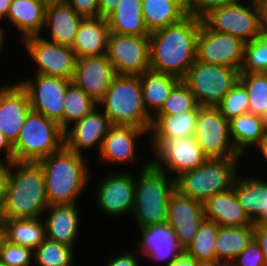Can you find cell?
Listing matches in <instances>:
<instances>
[{"label": "cell", "instance_id": "2", "mask_svg": "<svg viewBox=\"0 0 267 266\" xmlns=\"http://www.w3.org/2000/svg\"><path fill=\"white\" fill-rule=\"evenodd\" d=\"M49 206L45 175L38 162H14L5 195L0 202L3 218L44 217Z\"/></svg>", "mask_w": 267, "mask_h": 266}, {"label": "cell", "instance_id": "22", "mask_svg": "<svg viewBox=\"0 0 267 266\" xmlns=\"http://www.w3.org/2000/svg\"><path fill=\"white\" fill-rule=\"evenodd\" d=\"M149 133L144 128L131 125H112L104 137L99 157L106 164H131L136 162L137 140ZM137 139V140H136Z\"/></svg>", "mask_w": 267, "mask_h": 266}, {"label": "cell", "instance_id": "41", "mask_svg": "<svg viewBox=\"0 0 267 266\" xmlns=\"http://www.w3.org/2000/svg\"><path fill=\"white\" fill-rule=\"evenodd\" d=\"M267 72L266 36L260 35L245 43L244 60L240 73Z\"/></svg>", "mask_w": 267, "mask_h": 266}, {"label": "cell", "instance_id": "1", "mask_svg": "<svg viewBox=\"0 0 267 266\" xmlns=\"http://www.w3.org/2000/svg\"><path fill=\"white\" fill-rule=\"evenodd\" d=\"M201 18L187 15L181 21L149 35L150 69L182 80L196 61Z\"/></svg>", "mask_w": 267, "mask_h": 266}, {"label": "cell", "instance_id": "25", "mask_svg": "<svg viewBox=\"0 0 267 266\" xmlns=\"http://www.w3.org/2000/svg\"><path fill=\"white\" fill-rule=\"evenodd\" d=\"M232 188L254 224L267 223V181L260 177L237 176Z\"/></svg>", "mask_w": 267, "mask_h": 266}, {"label": "cell", "instance_id": "54", "mask_svg": "<svg viewBox=\"0 0 267 266\" xmlns=\"http://www.w3.org/2000/svg\"><path fill=\"white\" fill-rule=\"evenodd\" d=\"M10 4H11V0H0V20L1 21L3 20V18L4 20L7 18Z\"/></svg>", "mask_w": 267, "mask_h": 266}, {"label": "cell", "instance_id": "47", "mask_svg": "<svg viewBox=\"0 0 267 266\" xmlns=\"http://www.w3.org/2000/svg\"><path fill=\"white\" fill-rule=\"evenodd\" d=\"M138 254L139 253L135 249L133 252H128L124 249V253L121 251V253L116 256L112 254L108 259L107 266H139Z\"/></svg>", "mask_w": 267, "mask_h": 266}, {"label": "cell", "instance_id": "3", "mask_svg": "<svg viewBox=\"0 0 267 266\" xmlns=\"http://www.w3.org/2000/svg\"><path fill=\"white\" fill-rule=\"evenodd\" d=\"M84 158L63 146L59 151L38 161L45 175L49 205L78 203L79 195L85 191L91 178L89 165Z\"/></svg>", "mask_w": 267, "mask_h": 266}, {"label": "cell", "instance_id": "60", "mask_svg": "<svg viewBox=\"0 0 267 266\" xmlns=\"http://www.w3.org/2000/svg\"><path fill=\"white\" fill-rule=\"evenodd\" d=\"M199 266H210V263H201Z\"/></svg>", "mask_w": 267, "mask_h": 266}, {"label": "cell", "instance_id": "53", "mask_svg": "<svg viewBox=\"0 0 267 266\" xmlns=\"http://www.w3.org/2000/svg\"><path fill=\"white\" fill-rule=\"evenodd\" d=\"M0 151H3V155L7 160H14V151L13 146L10 142L5 138L4 134L0 131Z\"/></svg>", "mask_w": 267, "mask_h": 266}, {"label": "cell", "instance_id": "6", "mask_svg": "<svg viewBox=\"0 0 267 266\" xmlns=\"http://www.w3.org/2000/svg\"><path fill=\"white\" fill-rule=\"evenodd\" d=\"M242 158H210L194 170L175 179L176 189L183 195L204 203L215 194L228 191L237 178Z\"/></svg>", "mask_w": 267, "mask_h": 266}, {"label": "cell", "instance_id": "36", "mask_svg": "<svg viewBox=\"0 0 267 266\" xmlns=\"http://www.w3.org/2000/svg\"><path fill=\"white\" fill-rule=\"evenodd\" d=\"M63 131L69 125L81 120L98 107L91 97H89L74 82L68 85L66 96L63 98Z\"/></svg>", "mask_w": 267, "mask_h": 266}, {"label": "cell", "instance_id": "24", "mask_svg": "<svg viewBox=\"0 0 267 266\" xmlns=\"http://www.w3.org/2000/svg\"><path fill=\"white\" fill-rule=\"evenodd\" d=\"M45 211H48V217L44 221L46 238L74 247L81 224L78 204L49 205Z\"/></svg>", "mask_w": 267, "mask_h": 266}, {"label": "cell", "instance_id": "33", "mask_svg": "<svg viewBox=\"0 0 267 266\" xmlns=\"http://www.w3.org/2000/svg\"><path fill=\"white\" fill-rule=\"evenodd\" d=\"M229 129L232 143L242 157L248 147H256L267 133L262 117L249 112L229 120Z\"/></svg>", "mask_w": 267, "mask_h": 266}, {"label": "cell", "instance_id": "39", "mask_svg": "<svg viewBox=\"0 0 267 266\" xmlns=\"http://www.w3.org/2000/svg\"><path fill=\"white\" fill-rule=\"evenodd\" d=\"M74 248L46 239L33 251L37 266H74Z\"/></svg>", "mask_w": 267, "mask_h": 266}, {"label": "cell", "instance_id": "9", "mask_svg": "<svg viewBox=\"0 0 267 266\" xmlns=\"http://www.w3.org/2000/svg\"><path fill=\"white\" fill-rule=\"evenodd\" d=\"M150 139L152 154L156 157L150 160V163L169 175L171 172L174 180L181 174L201 166L208 159L194 136Z\"/></svg>", "mask_w": 267, "mask_h": 266}, {"label": "cell", "instance_id": "12", "mask_svg": "<svg viewBox=\"0 0 267 266\" xmlns=\"http://www.w3.org/2000/svg\"><path fill=\"white\" fill-rule=\"evenodd\" d=\"M43 35L22 39V46L36 64L35 74L73 80L76 56L71 47L48 41Z\"/></svg>", "mask_w": 267, "mask_h": 266}, {"label": "cell", "instance_id": "30", "mask_svg": "<svg viewBox=\"0 0 267 266\" xmlns=\"http://www.w3.org/2000/svg\"><path fill=\"white\" fill-rule=\"evenodd\" d=\"M109 32L149 36L142 13V0H120L117 8L106 18Z\"/></svg>", "mask_w": 267, "mask_h": 266}, {"label": "cell", "instance_id": "42", "mask_svg": "<svg viewBox=\"0 0 267 266\" xmlns=\"http://www.w3.org/2000/svg\"><path fill=\"white\" fill-rule=\"evenodd\" d=\"M246 88L239 82L216 105L220 113L229 121L234 117L249 112Z\"/></svg>", "mask_w": 267, "mask_h": 266}, {"label": "cell", "instance_id": "10", "mask_svg": "<svg viewBox=\"0 0 267 266\" xmlns=\"http://www.w3.org/2000/svg\"><path fill=\"white\" fill-rule=\"evenodd\" d=\"M243 0H236L222 7L212 9L202 18L211 30L230 34L251 42L261 35L259 8L256 1L245 5Z\"/></svg>", "mask_w": 267, "mask_h": 266}, {"label": "cell", "instance_id": "58", "mask_svg": "<svg viewBox=\"0 0 267 266\" xmlns=\"http://www.w3.org/2000/svg\"><path fill=\"white\" fill-rule=\"evenodd\" d=\"M4 34H5V30H3V27H0V55H2L1 51H3L2 49H3L4 43H5L4 42V40H5Z\"/></svg>", "mask_w": 267, "mask_h": 266}, {"label": "cell", "instance_id": "55", "mask_svg": "<svg viewBox=\"0 0 267 266\" xmlns=\"http://www.w3.org/2000/svg\"><path fill=\"white\" fill-rule=\"evenodd\" d=\"M259 148V150L257 149ZM256 150H258L263 157L267 161V133L264 135V137L260 140L259 144L256 146Z\"/></svg>", "mask_w": 267, "mask_h": 266}, {"label": "cell", "instance_id": "18", "mask_svg": "<svg viewBox=\"0 0 267 266\" xmlns=\"http://www.w3.org/2000/svg\"><path fill=\"white\" fill-rule=\"evenodd\" d=\"M111 126L108 116L100 111L99 107L95 108L63 131L64 147L82 156H84L83 151L89 148L96 147L99 151Z\"/></svg>", "mask_w": 267, "mask_h": 266}, {"label": "cell", "instance_id": "34", "mask_svg": "<svg viewBox=\"0 0 267 266\" xmlns=\"http://www.w3.org/2000/svg\"><path fill=\"white\" fill-rule=\"evenodd\" d=\"M254 238V225L219 226L216 237V261H233Z\"/></svg>", "mask_w": 267, "mask_h": 266}, {"label": "cell", "instance_id": "23", "mask_svg": "<svg viewBox=\"0 0 267 266\" xmlns=\"http://www.w3.org/2000/svg\"><path fill=\"white\" fill-rule=\"evenodd\" d=\"M84 17L77 14L63 0H49L46 7L43 32L48 29L51 42L72 47Z\"/></svg>", "mask_w": 267, "mask_h": 266}, {"label": "cell", "instance_id": "13", "mask_svg": "<svg viewBox=\"0 0 267 266\" xmlns=\"http://www.w3.org/2000/svg\"><path fill=\"white\" fill-rule=\"evenodd\" d=\"M27 92L31 110L55 121L63 130V98L68 85L72 82L61 77L35 74L34 79L17 81Z\"/></svg>", "mask_w": 267, "mask_h": 266}, {"label": "cell", "instance_id": "48", "mask_svg": "<svg viewBox=\"0 0 267 266\" xmlns=\"http://www.w3.org/2000/svg\"><path fill=\"white\" fill-rule=\"evenodd\" d=\"M0 160V202L2 201L6 189L8 187L9 178L12 172V168L14 166L15 160Z\"/></svg>", "mask_w": 267, "mask_h": 266}, {"label": "cell", "instance_id": "50", "mask_svg": "<svg viewBox=\"0 0 267 266\" xmlns=\"http://www.w3.org/2000/svg\"><path fill=\"white\" fill-rule=\"evenodd\" d=\"M201 263L183 250L168 266H199Z\"/></svg>", "mask_w": 267, "mask_h": 266}, {"label": "cell", "instance_id": "43", "mask_svg": "<svg viewBox=\"0 0 267 266\" xmlns=\"http://www.w3.org/2000/svg\"><path fill=\"white\" fill-rule=\"evenodd\" d=\"M33 250L7 241L0 249L1 266H32Z\"/></svg>", "mask_w": 267, "mask_h": 266}, {"label": "cell", "instance_id": "32", "mask_svg": "<svg viewBox=\"0 0 267 266\" xmlns=\"http://www.w3.org/2000/svg\"><path fill=\"white\" fill-rule=\"evenodd\" d=\"M41 217L35 218H3L5 241L30 248L33 251L46 238V226Z\"/></svg>", "mask_w": 267, "mask_h": 266}, {"label": "cell", "instance_id": "17", "mask_svg": "<svg viewBox=\"0 0 267 266\" xmlns=\"http://www.w3.org/2000/svg\"><path fill=\"white\" fill-rule=\"evenodd\" d=\"M205 219L203 203L175 189L168 202L166 223L183 249L194 239Z\"/></svg>", "mask_w": 267, "mask_h": 266}, {"label": "cell", "instance_id": "44", "mask_svg": "<svg viewBox=\"0 0 267 266\" xmlns=\"http://www.w3.org/2000/svg\"><path fill=\"white\" fill-rule=\"evenodd\" d=\"M236 266H267L262 248L255 238L233 260Z\"/></svg>", "mask_w": 267, "mask_h": 266}, {"label": "cell", "instance_id": "52", "mask_svg": "<svg viewBox=\"0 0 267 266\" xmlns=\"http://www.w3.org/2000/svg\"><path fill=\"white\" fill-rule=\"evenodd\" d=\"M259 8L260 32L267 36V0L256 1Z\"/></svg>", "mask_w": 267, "mask_h": 266}, {"label": "cell", "instance_id": "11", "mask_svg": "<svg viewBox=\"0 0 267 266\" xmlns=\"http://www.w3.org/2000/svg\"><path fill=\"white\" fill-rule=\"evenodd\" d=\"M195 140L208 158H242L230 138L229 121L216 106H199Z\"/></svg>", "mask_w": 267, "mask_h": 266}, {"label": "cell", "instance_id": "49", "mask_svg": "<svg viewBox=\"0 0 267 266\" xmlns=\"http://www.w3.org/2000/svg\"><path fill=\"white\" fill-rule=\"evenodd\" d=\"M254 238L259 243L267 264V223L254 224Z\"/></svg>", "mask_w": 267, "mask_h": 266}, {"label": "cell", "instance_id": "15", "mask_svg": "<svg viewBox=\"0 0 267 266\" xmlns=\"http://www.w3.org/2000/svg\"><path fill=\"white\" fill-rule=\"evenodd\" d=\"M245 43L239 37L213 31L202 22L197 37L196 60L240 71Z\"/></svg>", "mask_w": 267, "mask_h": 266}, {"label": "cell", "instance_id": "26", "mask_svg": "<svg viewBox=\"0 0 267 266\" xmlns=\"http://www.w3.org/2000/svg\"><path fill=\"white\" fill-rule=\"evenodd\" d=\"M205 218L219 226H249L254 222L238 202L233 188L215 194L203 203Z\"/></svg>", "mask_w": 267, "mask_h": 266}, {"label": "cell", "instance_id": "61", "mask_svg": "<svg viewBox=\"0 0 267 266\" xmlns=\"http://www.w3.org/2000/svg\"><path fill=\"white\" fill-rule=\"evenodd\" d=\"M266 55H267V36H266Z\"/></svg>", "mask_w": 267, "mask_h": 266}, {"label": "cell", "instance_id": "7", "mask_svg": "<svg viewBox=\"0 0 267 266\" xmlns=\"http://www.w3.org/2000/svg\"><path fill=\"white\" fill-rule=\"evenodd\" d=\"M63 146L64 134L59 124L30 110L13 145L14 160L38 162Z\"/></svg>", "mask_w": 267, "mask_h": 266}, {"label": "cell", "instance_id": "27", "mask_svg": "<svg viewBox=\"0 0 267 266\" xmlns=\"http://www.w3.org/2000/svg\"><path fill=\"white\" fill-rule=\"evenodd\" d=\"M48 1L11 0L6 19L19 31L22 39L42 34Z\"/></svg>", "mask_w": 267, "mask_h": 266}, {"label": "cell", "instance_id": "56", "mask_svg": "<svg viewBox=\"0 0 267 266\" xmlns=\"http://www.w3.org/2000/svg\"><path fill=\"white\" fill-rule=\"evenodd\" d=\"M4 242H5V226L3 217L0 216V249L3 246Z\"/></svg>", "mask_w": 267, "mask_h": 266}, {"label": "cell", "instance_id": "57", "mask_svg": "<svg viewBox=\"0 0 267 266\" xmlns=\"http://www.w3.org/2000/svg\"><path fill=\"white\" fill-rule=\"evenodd\" d=\"M210 266H236L233 261H215Z\"/></svg>", "mask_w": 267, "mask_h": 266}, {"label": "cell", "instance_id": "14", "mask_svg": "<svg viewBox=\"0 0 267 266\" xmlns=\"http://www.w3.org/2000/svg\"><path fill=\"white\" fill-rule=\"evenodd\" d=\"M106 56L116 74L139 76L150 69L149 36L109 32Z\"/></svg>", "mask_w": 267, "mask_h": 266}, {"label": "cell", "instance_id": "35", "mask_svg": "<svg viewBox=\"0 0 267 266\" xmlns=\"http://www.w3.org/2000/svg\"><path fill=\"white\" fill-rule=\"evenodd\" d=\"M197 117L198 111H186L172 115H154L149 134H151V138L194 136Z\"/></svg>", "mask_w": 267, "mask_h": 266}, {"label": "cell", "instance_id": "31", "mask_svg": "<svg viewBox=\"0 0 267 266\" xmlns=\"http://www.w3.org/2000/svg\"><path fill=\"white\" fill-rule=\"evenodd\" d=\"M139 79L145 109L152 117L161 109L173 88L181 81L177 77L151 69L139 75Z\"/></svg>", "mask_w": 267, "mask_h": 266}, {"label": "cell", "instance_id": "38", "mask_svg": "<svg viewBox=\"0 0 267 266\" xmlns=\"http://www.w3.org/2000/svg\"><path fill=\"white\" fill-rule=\"evenodd\" d=\"M238 81L246 88L249 113L262 117L267 110V72L239 73Z\"/></svg>", "mask_w": 267, "mask_h": 266}, {"label": "cell", "instance_id": "46", "mask_svg": "<svg viewBox=\"0 0 267 266\" xmlns=\"http://www.w3.org/2000/svg\"><path fill=\"white\" fill-rule=\"evenodd\" d=\"M71 6V8L84 18L99 17L98 0H63Z\"/></svg>", "mask_w": 267, "mask_h": 266}, {"label": "cell", "instance_id": "51", "mask_svg": "<svg viewBox=\"0 0 267 266\" xmlns=\"http://www.w3.org/2000/svg\"><path fill=\"white\" fill-rule=\"evenodd\" d=\"M120 0H98L99 17L107 18L117 8Z\"/></svg>", "mask_w": 267, "mask_h": 266}, {"label": "cell", "instance_id": "4", "mask_svg": "<svg viewBox=\"0 0 267 266\" xmlns=\"http://www.w3.org/2000/svg\"><path fill=\"white\" fill-rule=\"evenodd\" d=\"M136 179L132 216L137 228L166 223L168 202L176 189L174 178L147 160Z\"/></svg>", "mask_w": 267, "mask_h": 266}, {"label": "cell", "instance_id": "45", "mask_svg": "<svg viewBox=\"0 0 267 266\" xmlns=\"http://www.w3.org/2000/svg\"><path fill=\"white\" fill-rule=\"evenodd\" d=\"M236 0H187V15L203 18L212 9L222 7Z\"/></svg>", "mask_w": 267, "mask_h": 266}, {"label": "cell", "instance_id": "40", "mask_svg": "<svg viewBox=\"0 0 267 266\" xmlns=\"http://www.w3.org/2000/svg\"><path fill=\"white\" fill-rule=\"evenodd\" d=\"M199 105L193 93L181 80L171 91L164 105L155 115L181 114L186 111H198Z\"/></svg>", "mask_w": 267, "mask_h": 266}, {"label": "cell", "instance_id": "5", "mask_svg": "<svg viewBox=\"0 0 267 266\" xmlns=\"http://www.w3.org/2000/svg\"><path fill=\"white\" fill-rule=\"evenodd\" d=\"M98 105L112 125H131L150 131L152 116L145 109L138 75L117 74Z\"/></svg>", "mask_w": 267, "mask_h": 266}, {"label": "cell", "instance_id": "29", "mask_svg": "<svg viewBox=\"0 0 267 266\" xmlns=\"http://www.w3.org/2000/svg\"><path fill=\"white\" fill-rule=\"evenodd\" d=\"M187 0H142V13L148 31L165 28L187 16Z\"/></svg>", "mask_w": 267, "mask_h": 266}, {"label": "cell", "instance_id": "59", "mask_svg": "<svg viewBox=\"0 0 267 266\" xmlns=\"http://www.w3.org/2000/svg\"><path fill=\"white\" fill-rule=\"evenodd\" d=\"M262 119H263L264 127L267 130V110L264 113V115L262 116Z\"/></svg>", "mask_w": 267, "mask_h": 266}, {"label": "cell", "instance_id": "20", "mask_svg": "<svg viewBox=\"0 0 267 266\" xmlns=\"http://www.w3.org/2000/svg\"><path fill=\"white\" fill-rule=\"evenodd\" d=\"M30 110L27 92L17 81L0 85V131L12 146Z\"/></svg>", "mask_w": 267, "mask_h": 266}, {"label": "cell", "instance_id": "16", "mask_svg": "<svg viewBox=\"0 0 267 266\" xmlns=\"http://www.w3.org/2000/svg\"><path fill=\"white\" fill-rule=\"evenodd\" d=\"M114 172H107V176L96 187L97 205L109 217H120L129 211L132 214L137 177L120 170Z\"/></svg>", "mask_w": 267, "mask_h": 266}, {"label": "cell", "instance_id": "28", "mask_svg": "<svg viewBox=\"0 0 267 266\" xmlns=\"http://www.w3.org/2000/svg\"><path fill=\"white\" fill-rule=\"evenodd\" d=\"M108 35L109 27L105 18H84L71 47L76 59L106 55Z\"/></svg>", "mask_w": 267, "mask_h": 266}, {"label": "cell", "instance_id": "21", "mask_svg": "<svg viewBox=\"0 0 267 266\" xmlns=\"http://www.w3.org/2000/svg\"><path fill=\"white\" fill-rule=\"evenodd\" d=\"M138 232L140 237L135 248L147 260L159 261V264L166 260L165 265L168 266L184 250L167 223L148 226Z\"/></svg>", "mask_w": 267, "mask_h": 266}, {"label": "cell", "instance_id": "37", "mask_svg": "<svg viewBox=\"0 0 267 266\" xmlns=\"http://www.w3.org/2000/svg\"><path fill=\"white\" fill-rule=\"evenodd\" d=\"M219 225L205 219L194 239L185 247V251L200 263L216 261L215 243Z\"/></svg>", "mask_w": 267, "mask_h": 266}, {"label": "cell", "instance_id": "8", "mask_svg": "<svg viewBox=\"0 0 267 266\" xmlns=\"http://www.w3.org/2000/svg\"><path fill=\"white\" fill-rule=\"evenodd\" d=\"M238 69L196 60L182 79L199 106H216L239 80Z\"/></svg>", "mask_w": 267, "mask_h": 266}, {"label": "cell", "instance_id": "19", "mask_svg": "<svg viewBox=\"0 0 267 266\" xmlns=\"http://www.w3.org/2000/svg\"><path fill=\"white\" fill-rule=\"evenodd\" d=\"M116 75V71L106 55L82 57L76 59L72 82L96 103H99Z\"/></svg>", "mask_w": 267, "mask_h": 266}]
</instances>
